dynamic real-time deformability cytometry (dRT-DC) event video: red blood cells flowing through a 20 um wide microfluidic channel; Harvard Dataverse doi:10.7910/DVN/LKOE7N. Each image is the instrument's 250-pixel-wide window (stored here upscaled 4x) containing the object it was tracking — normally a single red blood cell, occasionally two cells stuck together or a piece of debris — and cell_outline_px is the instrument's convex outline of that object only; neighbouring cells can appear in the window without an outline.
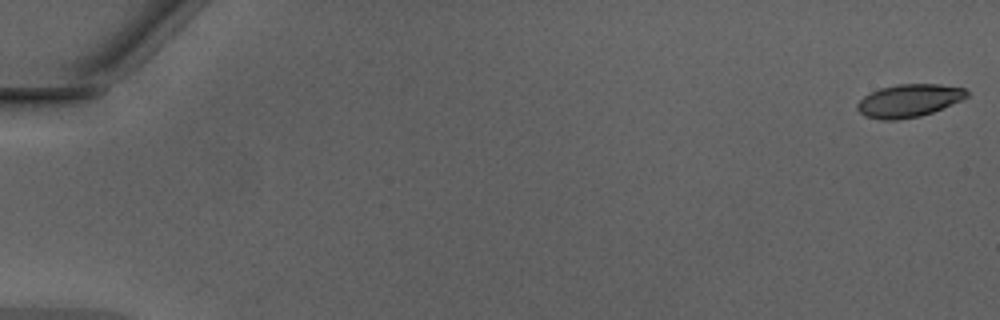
{"species": "Egyptian fruit bat (a non-hibernating species)", "species_latin": "Rousettus aegyptiacus", "temperature_condition": "warm", "stored_images_in_passage": 5, "camera_frame_rate_fps": 3000, "um_per_image_px": 0.085, "animal": {"sex": "male"}, "frame": {"image": 1, "passage_image": 1, "time_ms": 0.0, "image_size_px": [1000, 320], "cell_outline_px": [[968, 96], [960, 100], [932, 112], [920, 116], [896, 120], [880, 120], [864, 116], [856, 108], [856, 104], [864, 96], [880, 88], [896, 84], [940, 84], [964, 88], [968, 92]], "centroid_in_image_um": [77.22, 8.55], "position_along_channel_um": 7.8, "area_um2": 20.87}}